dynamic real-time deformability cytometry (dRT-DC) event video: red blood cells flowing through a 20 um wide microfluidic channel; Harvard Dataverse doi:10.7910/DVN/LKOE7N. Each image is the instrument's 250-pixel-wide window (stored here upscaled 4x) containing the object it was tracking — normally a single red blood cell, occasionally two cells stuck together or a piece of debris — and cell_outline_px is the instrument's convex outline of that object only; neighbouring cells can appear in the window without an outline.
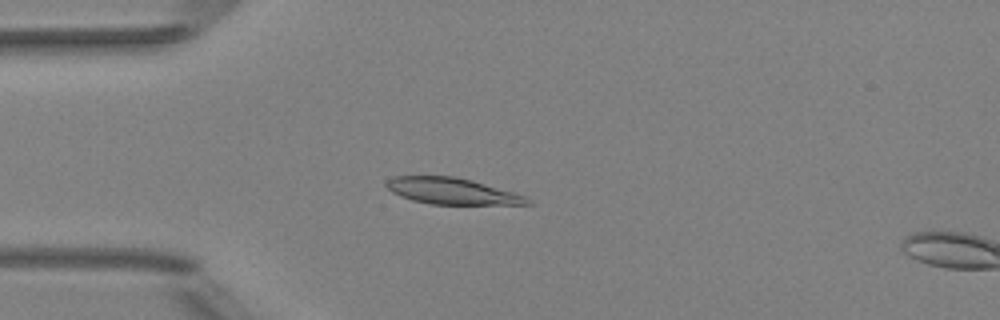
{"species": "Egyptian fruit bat (a non-hibernating species)", "species_latin": "Rousettus aegyptiacus", "temperature_condition": "room temperature", "stored_images_in_passage": 6, "camera_frame_rate_fps": 3000, "um_per_image_px": 0.085, "animal": {"sex": "female"}, "frame": {"image": 1, "passage_image": 5, "time_ms": 1.333, "image_size_px": [1000, 320], "cell_outline_px": [[532, 204], [432, 204], [412, 200], [400, 196], [392, 192], [384, 184], [384, 180], [392, 176], [456, 176], [472, 180], [512, 192], [524, 196], [532, 200]], "centroid_in_image_um": [38.35, 16.23], "position_along_channel_um": 46.6, "area_um2": 21.56}}